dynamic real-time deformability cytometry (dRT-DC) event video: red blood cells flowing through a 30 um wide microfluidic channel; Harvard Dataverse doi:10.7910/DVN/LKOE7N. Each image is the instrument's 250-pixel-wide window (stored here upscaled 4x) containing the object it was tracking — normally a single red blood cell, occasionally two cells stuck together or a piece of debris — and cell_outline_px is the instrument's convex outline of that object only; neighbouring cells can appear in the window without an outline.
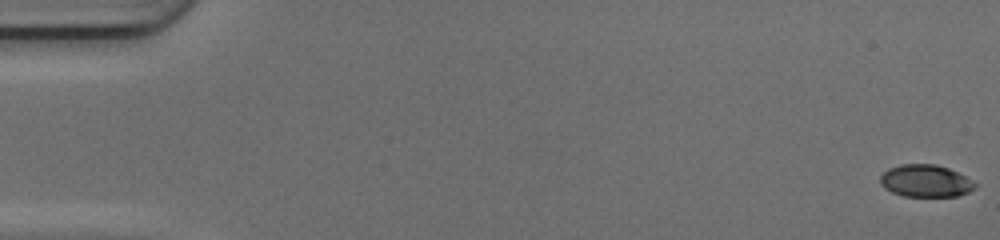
{"species": "common noctule bat (a hibernating species)", "species_latin": "Nyctalus noctula", "temperature_condition": "cold", "stored_images_in_passage": 49, "camera_frame_rate_fps": 3000, "um_per_image_px": 0.085, "animal": {"sex": "female", "body_mass_g": 17.0, "forearm_length_mm": 48.0}, "frame": {"image": 1, "passage_image": 1, "time_ms": 0.0, "image_size_px": [1000, 240], "cell_outline_px": [[976, 188], [968, 192], [956, 196], [904, 196], [892, 192], [884, 188], [880, 184], [880, 176], [888, 168], [900, 164], [936, 164], [948, 168], [972, 180], [976, 184]], "centroid_in_image_um": [78.65, 15.37], "position_along_channel_um": 6.4, "area_um2": 17.8}}
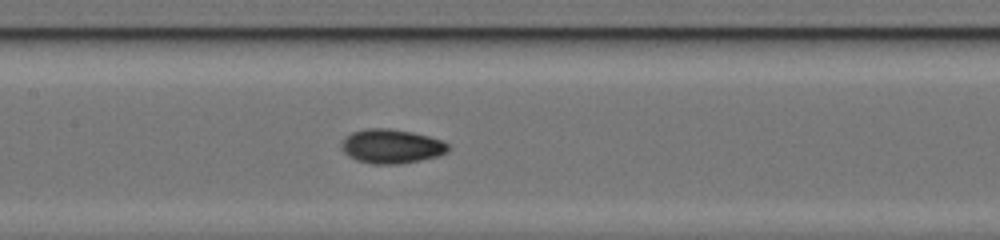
{"frame": {"image": 2, "passage_image": 25, "time_ms": 8.0, "image_size_px": [1000, 240], "cell_outline_px": [[452, 148], [448, 152], [436, 156], [420, 160], [400, 164], [372, 164], [356, 160], [348, 156], [344, 152], [340, 144], [344, 136], [352, 132], [368, 128], [388, 128], [412, 132], [428, 136], [440, 140], [448, 144]], "centroid_in_image_um": [33.25, 12.43], "position_along_channel_um": 174.1, "area_um2": 21.39}}
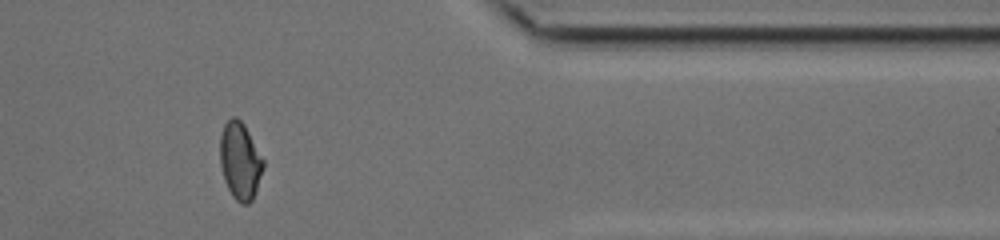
{"frame": {"image": 3, "passage_image": 42, "time_ms": 13.667, "image_size_px": [1000, 240], "cell_outline_px": [[264, 168], [252, 200], [248, 204], [240, 204], [232, 196], [224, 180], [220, 164], [220, 136], [224, 124], [232, 116], [236, 116], [244, 124], [264, 160]], "centroid_in_image_um": [20.4, 13.67], "position_along_channel_um": 391.0, "area_um2": 19.48}, "authors_computed_cell_mechanics": {"area_um2": 19.3052, "velocity_mm_per_s": 4.2311, "shape_relaxation_time_tau1_ms": 4.8582, "shape_relaxation_time_tau2_ms": 1.8907, "deformation_change_tau1": 0.1693, "deformation_change_tau2": 0.0552}}